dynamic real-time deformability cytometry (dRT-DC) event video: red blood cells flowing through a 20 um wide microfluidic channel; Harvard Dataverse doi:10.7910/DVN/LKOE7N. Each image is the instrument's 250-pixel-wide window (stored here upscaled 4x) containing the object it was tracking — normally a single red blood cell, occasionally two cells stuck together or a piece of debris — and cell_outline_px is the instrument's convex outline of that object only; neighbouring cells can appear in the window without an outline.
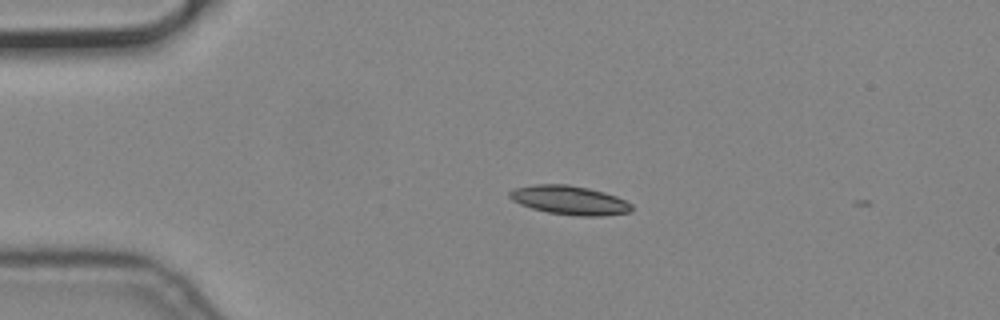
{"species": "common noctule bat (a hibernating species)", "species_latin": "Nyctalus noctula", "temperature_condition": "cold", "stored_images_in_passage": 43, "camera_frame_rate_fps": 3000, "um_per_image_px": 0.085, "animal": {"sex": "male", "body_mass_g": 19.2, "forearm_length_mm": 51.8}, "frame": {"image": 1, "passage_image": 1, "time_ms": 0.0, "image_size_px": [1000, 320], "cell_outline_px": [[632, 212], [604, 216], [576, 216], [548, 212], [532, 208], [520, 204], [512, 200], [508, 196], [508, 192], [512, 188], [536, 184], [568, 184], [588, 188], [604, 192], [616, 196], [632, 204]], "centroid_in_image_um": [48.4, 17.01], "position_along_channel_um": 36.6, "area_um2": 20.75}}
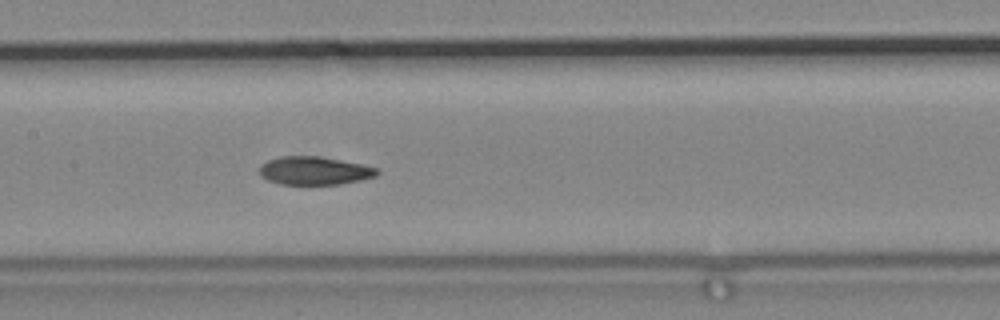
{"frame": {"image": 2, "passage_image": 16, "time_ms": 5.0, "image_size_px": [1000, 320], "cell_outline_px": [[380, 172], [376, 176], [360, 180], [340, 184], [280, 184], [268, 180], [260, 176], [260, 164], [268, 160], [280, 156], [320, 156], [380, 168]], "centroid_in_image_um": [26.72, 14.5], "position_along_channel_um": 180.7, "area_um2": 19.36}}
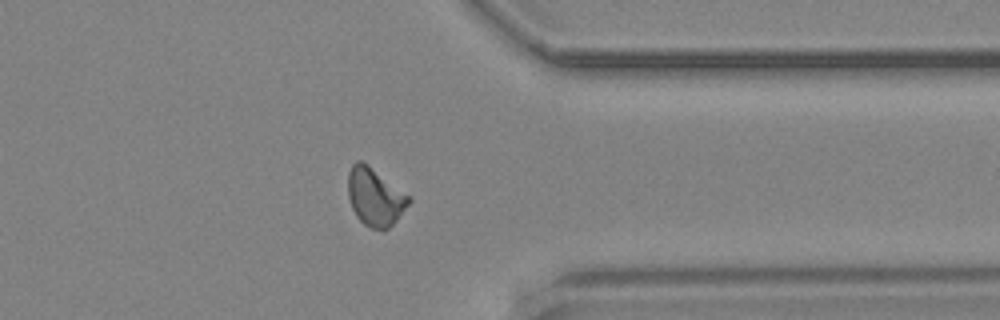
{"frame": {"image": 3, "passage_image": 33, "time_ms": 10.667, "image_size_px": [1000, 320], "cell_outline_px": [[412, 200], [396, 220], [388, 228], [372, 228], [364, 224], [356, 216], [352, 208], [348, 196], [348, 172], [352, 164], [356, 160], [360, 160], [412, 196]], "centroid_in_image_um": [31.88, 16.72], "position_along_channel_um": 379.5, "area_um2": 20.29}}